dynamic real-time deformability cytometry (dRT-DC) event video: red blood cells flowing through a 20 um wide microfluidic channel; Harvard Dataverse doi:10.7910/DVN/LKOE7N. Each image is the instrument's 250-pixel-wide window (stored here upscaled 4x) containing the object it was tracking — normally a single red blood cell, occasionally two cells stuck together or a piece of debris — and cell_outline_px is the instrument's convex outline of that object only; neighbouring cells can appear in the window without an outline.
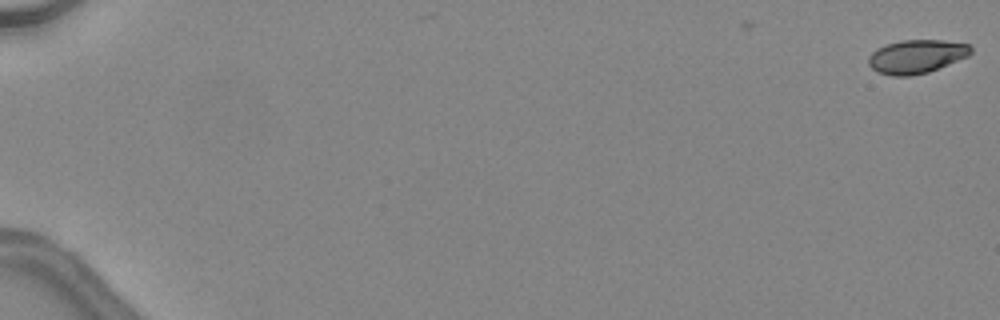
{"species": "common noctule bat (a hibernating species)", "species_latin": "Nyctalus noctula", "temperature_condition": "warm", "stored_images_in_passage": 3, "camera_frame_rate_fps": 3000, "um_per_image_px": 0.085, "animal": {"sex": "female", "body_mass_g": 24.6, "forearm_length_mm": 56.2}, "frame": {"image": 1, "passage_image": 3, "time_ms": 0.667, "image_size_px": [1000, 320], "cell_outline_px": [[972, 52], [968, 56], [928, 72], [912, 76], [892, 76], [876, 72], [868, 64], [868, 56], [876, 48], [888, 44], [904, 40], [940, 40], [972, 44]], "centroid_in_image_um": [77.89, 4.81], "position_along_channel_um": 7.1, "area_um2": 20.11}}